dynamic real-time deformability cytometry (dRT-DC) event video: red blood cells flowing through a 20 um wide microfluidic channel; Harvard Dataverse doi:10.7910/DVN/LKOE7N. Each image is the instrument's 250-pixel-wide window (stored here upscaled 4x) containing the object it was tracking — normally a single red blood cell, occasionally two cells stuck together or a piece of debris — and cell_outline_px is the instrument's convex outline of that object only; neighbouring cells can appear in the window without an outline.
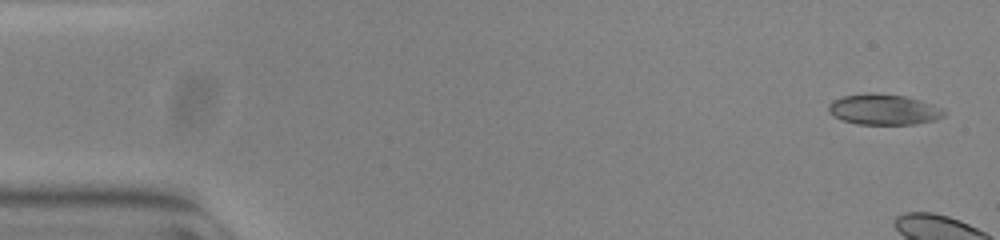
{"species": "common noctule bat (a hibernating species)", "species_latin": "Nyctalus noctula", "temperature_condition": "warm", "stored_images_in_passage": 6, "camera_frame_rate_fps": 3000, "um_per_image_px": 0.085, "animal": {"sex": "female", "body_mass_g": 23.0, "forearm_length_mm": 53.4}, "frame": {"image": 1, "passage_image": 1, "time_ms": 0.0, "image_size_px": [1000, 240], "cell_outline_px": [[948, 112], [944, 116], [936, 120], [916, 124], [856, 124], [840, 120], [832, 116], [828, 112], [828, 104], [832, 100], [844, 96], [868, 92], [872, 92], [904, 96], [920, 100], [944, 108]], "centroid_in_image_um": [75.11, 9.31], "position_along_channel_um": 9.9, "area_um2": 21.04}}